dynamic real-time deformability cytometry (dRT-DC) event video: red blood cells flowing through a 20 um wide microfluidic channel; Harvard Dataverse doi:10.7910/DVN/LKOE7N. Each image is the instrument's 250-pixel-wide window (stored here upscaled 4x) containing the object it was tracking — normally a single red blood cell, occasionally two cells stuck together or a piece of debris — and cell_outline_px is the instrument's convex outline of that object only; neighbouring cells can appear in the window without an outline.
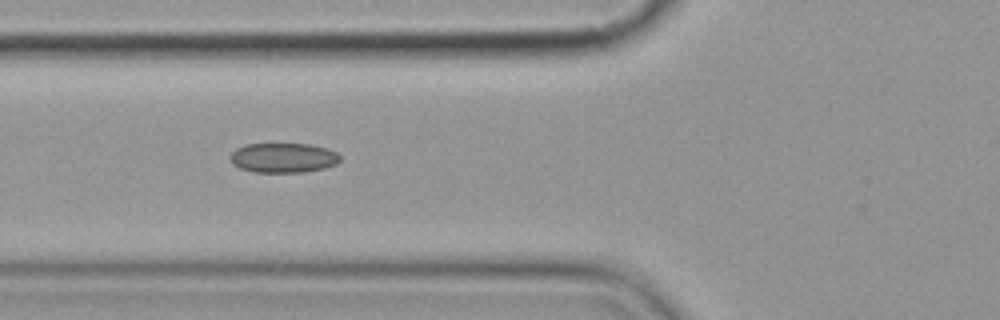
{"species": "common noctule bat (a hibernating species)", "species_latin": "Nyctalus noctula", "temperature_condition": "cold", "stored_images_in_passage": 4, "camera_frame_rate_fps": 3000, "um_per_image_px": 0.085, "animal": {"sex": "female", "body_mass_g": 19.9}, "frame": {"image": 1, "passage_image": 3, "time_ms": 2.333, "image_size_px": [1000, 320], "cell_outline_px": [[340, 160], [336, 164], [324, 168], [304, 172], [252, 172], [240, 168], [232, 164], [228, 156], [236, 148], [248, 144], [312, 144], [328, 148], [336, 152], [340, 156]], "centroid_in_image_um": [24.07, 13.41], "position_along_channel_um": 101.7, "area_um2": 19.19}}
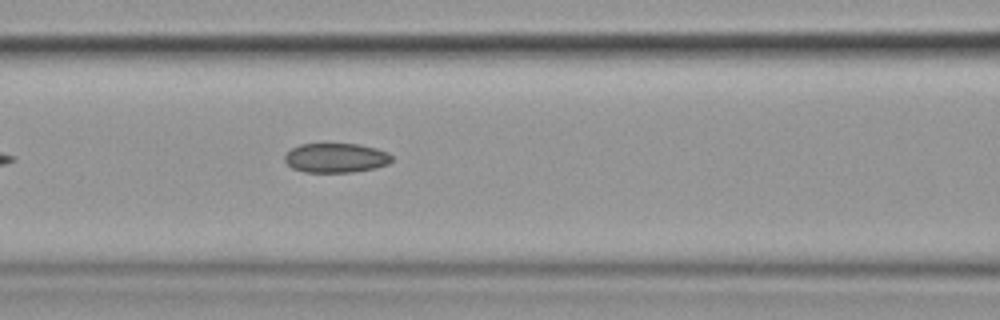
{"frame": {"image": 2, "passage_image": 4, "time_ms": 3.333, "image_size_px": [1000, 320], "cell_outline_px": [[392, 160], [388, 164], [376, 168], [352, 172], [304, 172], [292, 168], [284, 160], [284, 156], [292, 148], [300, 144], [356, 144], [376, 148], [388, 152], [392, 156]], "centroid_in_image_um": [28.56, 13.42], "position_along_channel_um": 138.0, "area_um2": 18.38}}